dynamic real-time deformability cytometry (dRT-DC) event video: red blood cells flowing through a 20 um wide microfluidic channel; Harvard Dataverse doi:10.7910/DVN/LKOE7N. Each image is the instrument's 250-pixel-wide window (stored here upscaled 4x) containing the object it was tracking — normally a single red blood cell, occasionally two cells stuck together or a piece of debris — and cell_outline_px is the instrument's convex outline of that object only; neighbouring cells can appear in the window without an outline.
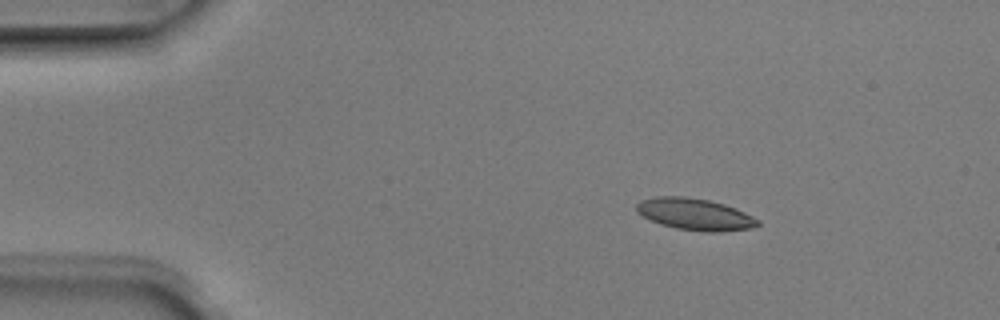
{"species": "Egyptian fruit bat (a non-hibernating species)", "species_latin": "Rousettus aegyptiacus", "temperature_condition": "room temperature", "stored_images_in_passage": 5, "camera_frame_rate_fps": 3000, "um_per_image_px": 0.085, "animal": {"sex": "male"}, "frame": {"image": 1, "passage_image": 3, "time_ms": 0.667, "image_size_px": [1000, 320], "cell_outline_px": [[760, 224], [752, 228], [720, 232], [704, 232], [676, 228], [660, 224], [636, 212], [636, 204], [640, 200], [656, 196], [684, 196], [708, 200], [724, 204], [736, 208], [760, 220]], "centroid_in_image_um": [59.07, 18.21], "position_along_channel_um": 25.9, "area_um2": 22.48}}